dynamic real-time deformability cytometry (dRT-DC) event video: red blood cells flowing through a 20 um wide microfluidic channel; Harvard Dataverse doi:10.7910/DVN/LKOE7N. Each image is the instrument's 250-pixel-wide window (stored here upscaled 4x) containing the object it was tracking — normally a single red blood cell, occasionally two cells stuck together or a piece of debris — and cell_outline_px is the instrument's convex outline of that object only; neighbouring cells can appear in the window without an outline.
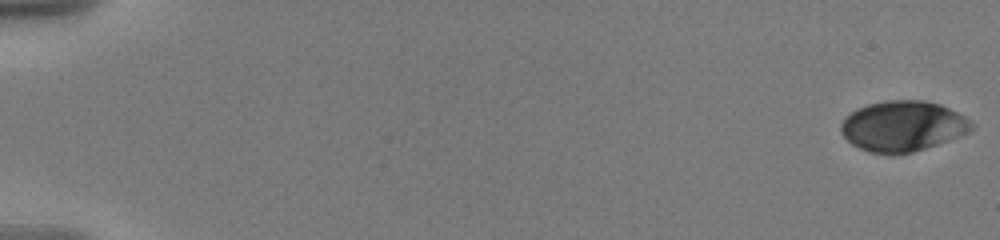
{"species": "human", "species_latin": "Homo sapiens", "temperature_condition": "warm", "stored_images_in_passage": 58, "camera_frame_rate_fps": 3000, "um_per_image_px": 0.085, "donor": {"sex": "male"}, "frame": {"image": 1, "passage_image": 1, "time_ms": 0.0, "image_size_px": [1000, 240], "cell_outline_px": [[976, 128], [972, 132], [912, 152], [896, 156], [892, 156], [868, 152], [852, 144], [840, 132], [840, 124], [844, 116], [856, 108], [868, 104], [888, 100], [924, 100], [940, 104], [972, 120], [976, 124]], "centroid_in_image_um": [76.74, 10.73], "position_along_channel_um": 8.3, "area_um2": 39.07}}
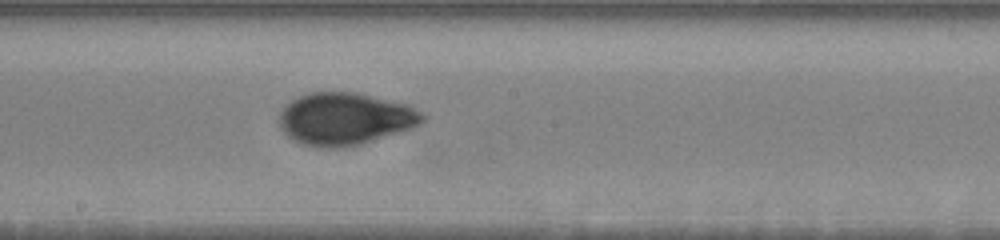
{"frame": {"image": 2, "passage_image": 34, "time_ms": 11.0, "image_size_px": [1000, 240], "cell_outline_px": [[424, 120], [420, 124], [412, 128], [360, 144], [340, 148], [328, 148], [304, 144], [288, 136], [280, 128], [280, 112], [292, 100], [300, 96], [312, 92], [356, 92], [408, 104], [420, 112], [424, 116]], "centroid_in_image_um": [29.34, 10.09], "position_along_channel_um": 218.9, "area_um2": 43.23}}
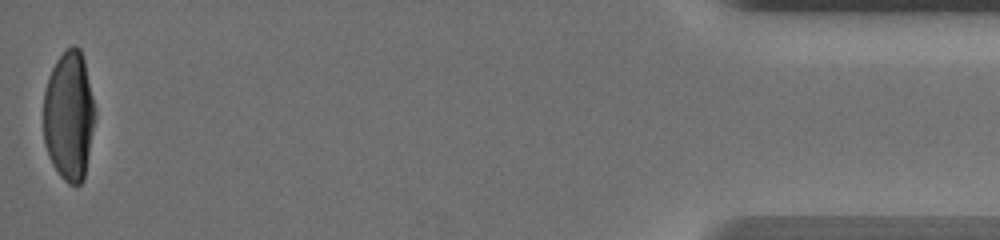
{"frame": {"image": 3, "passage_image": 58, "time_ms": 19.0, "image_size_px": [1000, 240], "cell_outline_px": [[96, 116], [84, 180], [80, 184], [68, 184], [60, 176], [52, 164], [48, 156], [44, 144], [44, 92], [48, 76], [56, 60], [72, 44], [80, 48], [84, 60], [96, 108]], "centroid_in_image_um": [5.88, 9.86], "position_along_channel_um": 429.3, "area_um2": 39.36}, "authors_computed_cell_mechanics": {"area_um2": 40.9802, "velocity_mm_per_s": 3.5903, "shape_relaxation_time_tau1_ms": 4.5561, "shape_relaxation_time_tau2_ms": 1.1659, "deformation_change_tau1": 0.1784, "deformation_change_tau2": 0.0457}}